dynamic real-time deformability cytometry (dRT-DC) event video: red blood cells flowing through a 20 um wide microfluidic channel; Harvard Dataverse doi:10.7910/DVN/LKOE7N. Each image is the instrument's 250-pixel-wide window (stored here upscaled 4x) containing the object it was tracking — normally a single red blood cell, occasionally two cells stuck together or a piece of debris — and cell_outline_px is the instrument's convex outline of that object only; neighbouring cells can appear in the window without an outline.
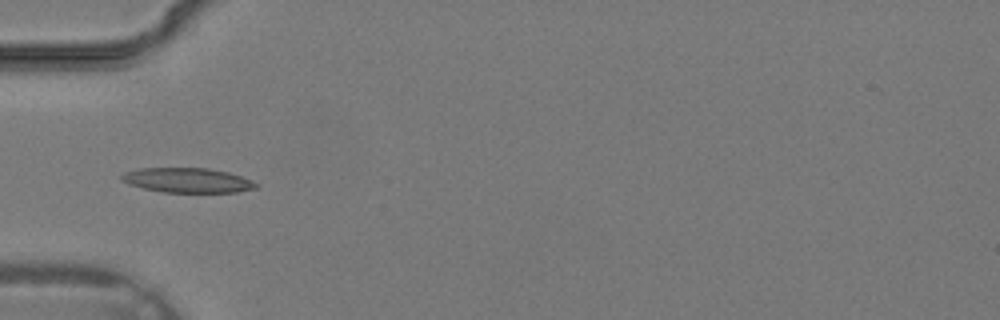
{"species": "common noctule bat (a hibernating species)", "species_latin": "Nyctalus noctula", "temperature_condition": "warm", "stored_images_in_passage": 25, "camera_frame_rate_fps": 3000, "um_per_image_px": 0.085, "animal": {"sex": "male", "body_mass_g": 19.2, "forearm_length_mm": 51.8}, "frame": {"image": 1, "passage_image": 1, "time_ms": 0.0, "image_size_px": [1000, 320], "cell_outline_px": [[260, 188], [236, 192], [164, 192], [144, 188], [128, 184], [120, 180], [120, 176], [124, 172], [140, 168], [208, 168], [228, 172], [252, 180], [260, 184]], "centroid_in_image_um": [15.96, 15.32], "position_along_channel_um": 69.0, "area_um2": 19.48}}
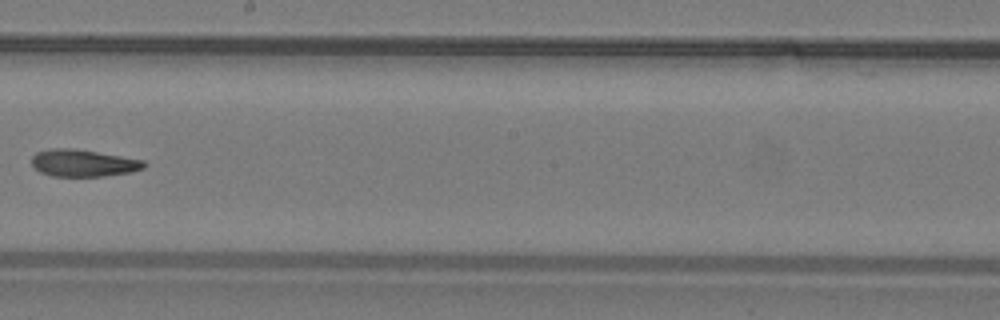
{"frame": {"image": 2, "passage_image": 10, "time_ms": 3.0, "image_size_px": [1000, 320], "cell_outline_px": [[148, 164], [144, 168], [132, 172], [104, 176], [52, 176], [40, 172], [32, 164], [32, 156], [36, 152], [52, 148], [72, 148], [144, 160]], "centroid_in_image_um": [7.09, 13.86], "position_along_channel_um": 241.1, "area_um2": 17.69}}
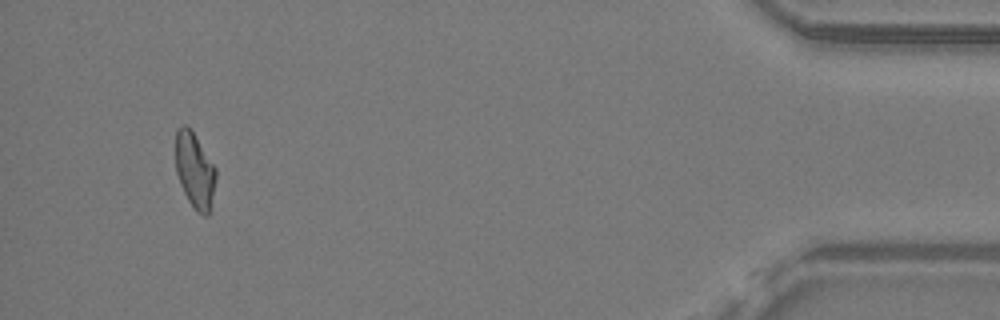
{"frame": {"image": 3, "passage_image": 23, "time_ms": 7.333, "image_size_px": [1000, 320], "cell_outline_px": [[216, 176], [208, 216], [204, 216], [196, 212], [188, 200], [180, 184], [176, 172], [176, 128], [184, 124], [192, 132], [216, 168]], "centroid_in_image_um": [16.54, 14.51], "position_along_channel_um": 418.7, "area_um2": 17.4}}